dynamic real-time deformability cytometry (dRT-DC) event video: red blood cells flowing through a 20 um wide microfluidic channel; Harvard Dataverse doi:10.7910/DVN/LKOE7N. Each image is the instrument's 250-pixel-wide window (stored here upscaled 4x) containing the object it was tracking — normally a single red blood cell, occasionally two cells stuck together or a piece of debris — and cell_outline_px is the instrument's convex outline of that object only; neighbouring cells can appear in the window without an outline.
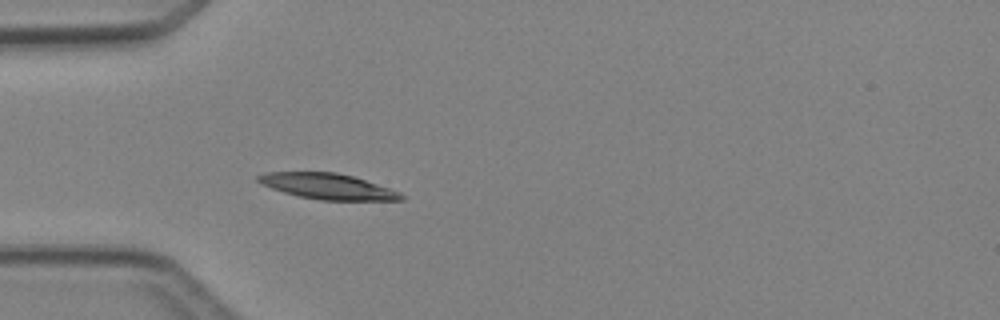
{"species": "Egyptian fruit bat (a non-hibernating species)", "species_latin": "Rousettus aegyptiacus", "temperature_condition": "cold", "stored_images_in_passage": 4, "camera_frame_rate_fps": 3000, "um_per_image_px": 0.085, "animal": {"sex": "female"}, "frame": {"image": 1, "passage_image": 4, "time_ms": 4.333, "image_size_px": [1000, 320], "cell_outline_px": [[404, 200], [320, 200], [296, 196], [260, 184], [256, 180], [256, 176], [264, 172], [336, 172], [352, 176], [400, 192], [404, 196]], "centroid_in_image_um": [27.8, 15.84], "position_along_channel_um": 57.2, "area_um2": 21.33}}